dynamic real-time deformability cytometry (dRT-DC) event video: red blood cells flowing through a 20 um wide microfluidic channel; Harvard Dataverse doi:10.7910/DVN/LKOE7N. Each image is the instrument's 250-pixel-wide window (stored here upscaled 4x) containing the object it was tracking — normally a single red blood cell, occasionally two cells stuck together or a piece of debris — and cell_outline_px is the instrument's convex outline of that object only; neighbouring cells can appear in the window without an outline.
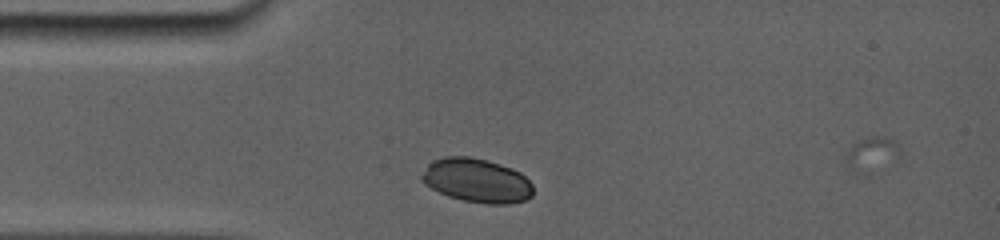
{"species": "common noctule bat (a hibernating species)", "species_latin": "Nyctalus noctula", "temperature_condition": "room temperature", "stored_images_in_passage": 11, "camera_frame_rate_fps": 5000, "um_per_image_px": 0.085, "animal": {"sex": "female", "body_mass_g": 19.0, "forearm_length_mm": 56.7}, "frame": {"image": 1, "passage_image": 1, "time_ms": 0.0, "image_size_px": [1000, 240], "cell_outline_px": [[532, 196], [524, 200], [512, 204], [484, 204], [464, 200], [448, 196], [424, 184], [420, 180], [420, 176], [428, 164], [432, 160], [444, 156], [468, 156], [484, 160], [512, 168], [520, 172], [532, 184]], "centroid_in_image_um": [40.5, 15.35], "position_along_channel_um": 44.5, "area_um2": 28.55}}
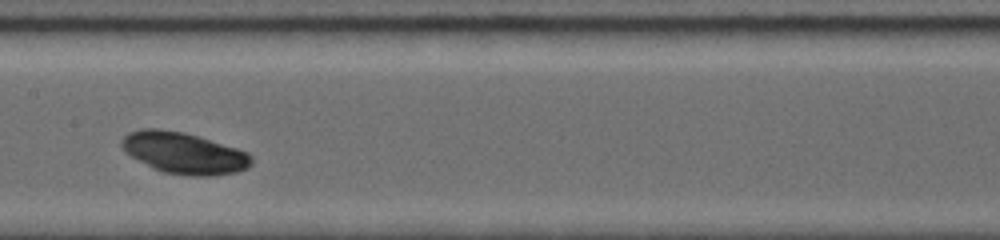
{"frame": {"image": 2, "passage_image": 5, "time_ms": 4.2, "image_size_px": [1000, 240], "cell_outline_px": [[252, 164], [248, 168], [236, 172], [212, 176], [192, 176], [164, 172], [152, 168], [132, 156], [120, 144], [124, 136], [132, 132], [148, 128], [156, 128], [180, 132], [196, 136], [236, 148], [248, 152], [252, 156]], "centroid_in_image_um": [15.68, 13.03], "position_along_channel_um": 191.7, "area_um2": 30.75}}
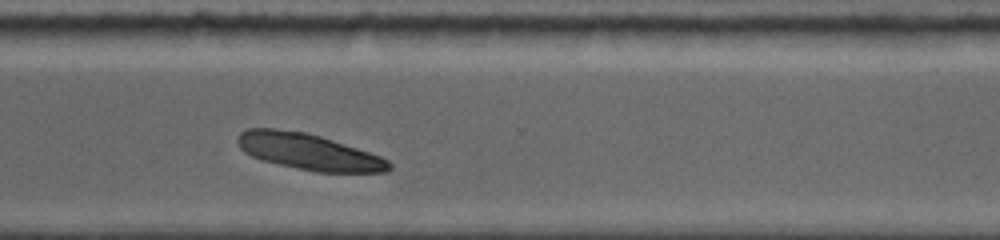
{"frame": {"image": 3, "passage_image": 9, "time_ms": 8.2, "image_size_px": [1000, 240], "cell_outline_px": [[392, 168], [388, 172], [316, 172], [280, 164], [264, 160], [252, 156], [244, 152], [240, 148], [236, 140], [236, 136], [240, 132], [248, 128], [276, 128], [304, 132], [320, 136], [380, 156], [388, 160], [392, 164]], "centroid_in_image_um": [26.21, 12.89], "position_along_channel_um": 344.4, "area_um2": 31.73}}